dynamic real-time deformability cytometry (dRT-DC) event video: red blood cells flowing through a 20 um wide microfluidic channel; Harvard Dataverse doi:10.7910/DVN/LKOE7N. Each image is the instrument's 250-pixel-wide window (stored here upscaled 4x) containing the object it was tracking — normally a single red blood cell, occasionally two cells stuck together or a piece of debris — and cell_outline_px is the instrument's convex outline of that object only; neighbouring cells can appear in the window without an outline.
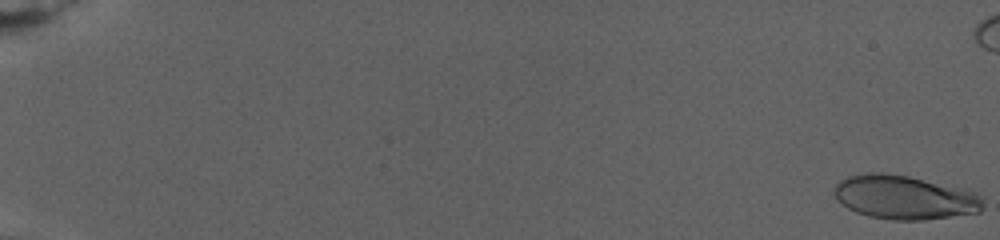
{"species": "human", "species_latin": "Homo sapiens", "temperature_condition": "warm", "stored_images_in_passage": 90, "camera_frame_rate_fps": 3000, "um_per_image_px": 0.085, "donor": {"sex": "female"}, "frame": {"image": 1, "passage_image": 1, "time_ms": 0.0, "image_size_px": [1000, 240], "cell_outline_px": [[984, 208], [980, 212], [924, 220], [892, 220], [868, 216], [856, 212], [848, 208], [836, 200], [832, 192], [832, 188], [840, 180], [848, 176], [868, 172], [884, 172], [908, 176], [972, 192], [984, 200]], "centroid_in_image_um": [76.8, 16.78], "position_along_channel_um": 8.2, "area_um2": 37.97}}
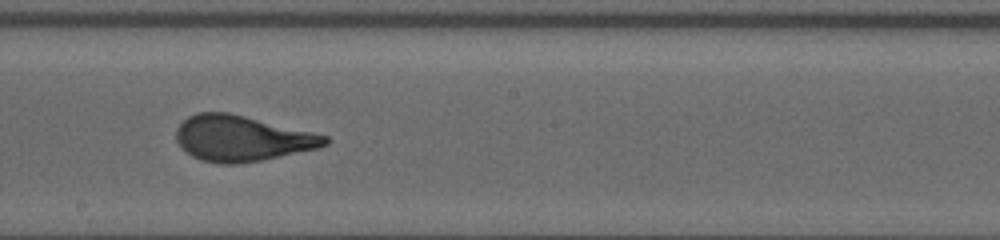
{"frame": {"image": 2, "passage_image": 59, "time_ms": 16.333, "image_size_px": [1000, 240], "cell_outline_px": [[328, 144], [320, 148], [260, 160], [236, 164], [220, 164], [200, 160], [192, 156], [180, 148], [176, 140], [176, 128], [188, 116], [196, 112], [228, 112], [312, 132], [328, 136]], "centroid_in_image_um": [20.52, 11.77], "position_along_channel_um": 227.7, "area_um2": 39.54}}
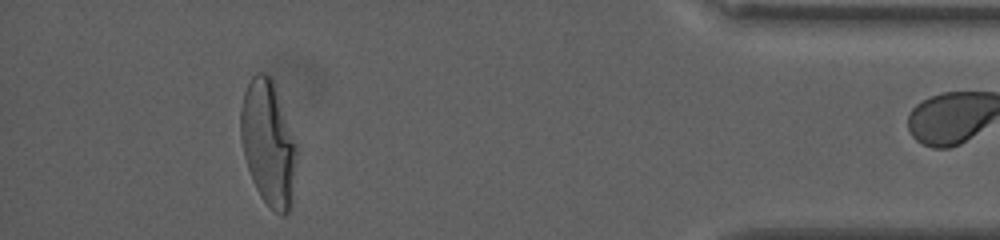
{"frame": {"image": 3, "passage_image": 89, "time_ms": 25.0, "image_size_px": [1000, 240], "cell_outline_px": [[296, 152], [292, 208], [284, 216], [280, 216], [260, 196], [252, 180], [244, 156], [240, 136], [240, 108], [244, 92], [252, 76], [256, 72], [268, 72], [272, 76], [296, 144]], "centroid_in_image_um": [22.79, 12.14], "position_along_channel_um": 412.4, "area_um2": 40.92}}